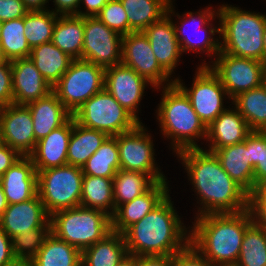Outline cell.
Segmentation results:
<instances>
[{"instance_id": "cell-2", "label": "cell", "mask_w": 266, "mask_h": 266, "mask_svg": "<svg viewBox=\"0 0 266 266\" xmlns=\"http://www.w3.org/2000/svg\"><path fill=\"white\" fill-rule=\"evenodd\" d=\"M173 205L169 194L143 219L122 233L128 254L173 256L190 243V226L183 225Z\"/></svg>"}, {"instance_id": "cell-1", "label": "cell", "mask_w": 266, "mask_h": 266, "mask_svg": "<svg viewBox=\"0 0 266 266\" xmlns=\"http://www.w3.org/2000/svg\"><path fill=\"white\" fill-rule=\"evenodd\" d=\"M200 201L195 216L239 213L248 209L249 194L222 168L214 153L203 148L176 153Z\"/></svg>"}, {"instance_id": "cell-56", "label": "cell", "mask_w": 266, "mask_h": 266, "mask_svg": "<svg viewBox=\"0 0 266 266\" xmlns=\"http://www.w3.org/2000/svg\"><path fill=\"white\" fill-rule=\"evenodd\" d=\"M8 207V202L6 200V196L4 194L2 185L0 184V217Z\"/></svg>"}, {"instance_id": "cell-10", "label": "cell", "mask_w": 266, "mask_h": 266, "mask_svg": "<svg viewBox=\"0 0 266 266\" xmlns=\"http://www.w3.org/2000/svg\"><path fill=\"white\" fill-rule=\"evenodd\" d=\"M173 2L174 1L171 0L167 9V14L169 16L174 15V17H178L177 19L179 21L173 22V25L182 54L189 53V51H193L196 53L199 52L198 54H207L208 57L217 56L220 53V38L218 39V36H216L217 38L215 39L214 35L217 33L220 34V25H218V27L217 25L214 26L212 20H215L216 17H219L218 10H213L211 6H208L207 8H204L203 10L201 9L198 12L190 11L184 13V15L182 16L178 13H176L175 15V7L173 5ZM178 22L180 25L178 24ZM189 22H191L192 26H198L192 27L193 29L195 28L194 30H192L194 31L192 34H188L186 31L188 28L187 23ZM190 35H193V37H191ZM195 35L196 39L198 38L197 40L193 39L195 38Z\"/></svg>"}, {"instance_id": "cell-45", "label": "cell", "mask_w": 266, "mask_h": 266, "mask_svg": "<svg viewBox=\"0 0 266 266\" xmlns=\"http://www.w3.org/2000/svg\"><path fill=\"white\" fill-rule=\"evenodd\" d=\"M29 10L22 0H0V21L5 22L12 19L24 17Z\"/></svg>"}, {"instance_id": "cell-14", "label": "cell", "mask_w": 266, "mask_h": 266, "mask_svg": "<svg viewBox=\"0 0 266 266\" xmlns=\"http://www.w3.org/2000/svg\"><path fill=\"white\" fill-rule=\"evenodd\" d=\"M122 37L96 16L84 17L82 60L104 69L121 64Z\"/></svg>"}, {"instance_id": "cell-20", "label": "cell", "mask_w": 266, "mask_h": 266, "mask_svg": "<svg viewBox=\"0 0 266 266\" xmlns=\"http://www.w3.org/2000/svg\"><path fill=\"white\" fill-rule=\"evenodd\" d=\"M13 104L26 105L52 92V86L42 77L30 58L11 61Z\"/></svg>"}, {"instance_id": "cell-27", "label": "cell", "mask_w": 266, "mask_h": 266, "mask_svg": "<svg viewBox=\"0 0 266 266\" xmlns=\"http://www.w3.org/2000/svg\"><path fill=\"white\" fill-rule=\"evenodd\" d=\"M127 254L123 234L112 231L81 252V266H117Z\"/></svg>"}, {"instance_id": "cell-46", "label": "cell", "mask_w": 266, "mask_h": 266, "mask_svg": "<svg viewBox=\"0 0 266 266\" xmlns=\"http://www.w3.org/2000/svg\"><path fill=\"white\" fill-rule=\"evenodd\" d=\"M22 156L7 144L0 143V177Z\"/></svg>"}, {"instance_id": "cell-30", "label": "cell", "mask_w": 266, "mask_h": 266, "mask_svg": "<svg viewBox=\"0 0 266 266\" xmlns=\"http://www.w3.org/2000/svg\"><path fill=\"white\" fill-rule=\"evenodd\" d=\"M108 135L77 123L73 117L72 133L67 150L68 165L82 167L102 145Z\"/></svg>"}, {"instance_id": "cell-35", "label": "cell", "mask_w": 266, "mask_h": 266, "mask_svg": "<svg viewBox=\"0 0 266 266\" xmlns=\"http://www.w3.org/2000/svg\"><path fill=\"white\" fill-rule=\"evenodd\" d=\"M155 183L146 173L119 169L113 178L114 212L119 205L146 193Z\"/></svg>"}, {"instance_id": "cell-53", "label": "cell", "mask_w": 266, "mask_h": 266, "mask_svg": "<svg viewBox=\"0 0 266 266\" xmlns=\"http://www.w3.org/2000/svg\"><path fill=\"white\" fill-rule=\"evenodd\" d=\"M29 11H43L47 10V3L49 0H22Z\"/></svg>"}, {"instance_id": "cell-26", "label": "cell", "mask_w": 266, "mask_h": 266, "mask_svg": "<svg viewBox=\"0 0 266 266\" xmlns=\"http://www.w3.org/2000/svg\"><path fill=\"white\" fill-rule=\"evenodd\" d=\"M213 153L236 183L248 194L254 191V168L248 161L247 137L244 142L217 149Z\"/></svg>"}, {"instance_id": "cell-6", "label": "cell", "mask_w": 266, "mask_h": 266, "mask_svg": "<svg viewBox=\"0 0 266 266\" xmlns=\"http://www.w3.org/2000/svg\"><path fill=\"white\" fill-rule=\"evenodd\" d=\"M50 225L51 233L81 252L112 232L108 214L81 205L53 213Z\"/></svg>"}, {"instance_id": "cell-4", "label": "cell", "mask_w": 266, "mask_h": 266, "mask_svg": "<svg viewBox=\"0 0 266 266\" xmlns=\"http://www.w3.org/2000/svg\"><path fill=\"white\" fill-rule=\"evenodd\" d=\"M162 89L156 119L161 133L171 140L173 153L202 148L196 141L206 140L207 127L194 111L189 98L175 83Z\"/></svg>"}, {"instance_id": "cell-49", "label": "cell", "mask_w": 266, "mask_h": 266, "mask_svg": "<svg viewBox=\"0 0 266 266\" xmlns=\"http://www.w3.org/2000/svg\"><path fill=\"white\" fill-rule=\"evenodd\" d=\"M248 209L253 222L266 229V202H248Z\"/></svg>"}, {"instance_id": "cell-18", "label": "cell", "mask_w": 266, "mask_h": 266, "mask_svg": "<svg viewBox=\"0 0 266 266\" xmlns=\"http://www.w3.org/2000/svg\"><path fill=\"white\" fill-rule=\"evenodd\" d=\"M0 227L12 238L35 228H51L50 216L37 194L30 200L8 205L0 217Z\"/></svg>"}, {"instance_id": "cell-25", "label": "cell", "mask_w": 266, "mask_h": 266, "mask_svg": "<svg viewBox=\"0 0 266 266\" xmlns=\"http://www.w3.org/2000/svg\"><path fill=\"white\" fill-rule=\"evenodd\" d=\"M26 106L31 112L36 141L46 137L52 130L61 127L72 117L53 91Z\"/></svg>"}, {"instance_id": "cell-17", "label": "cell", "mask_w": 266, "mask_h": 266, "mask_svg": "<svg viewBox=\"0 0 266 266\" xmlns=\"http://www.w3.org/2000/svg\"><path fill=\"white\" fill-rule=\"evenodd\" d=\"M147 85L152 86L135 70L122 63L105 69L104 88L140 123L137 115Z\"/></svg>"}, {"instance_id": "cell-36", "label": "cell", "mask_w": 266, "mask_h": 266, "mask_svg": "<svg viewBox=\"0 0 266 266\" xmlns=\"http://www.w3.org/2000/svg\"><path fill=\"white\" fill-rule=\"evenodd\" d=\"M81 168L84 175L113 179L120 169L116 137L108 136Z\"/></svg>"}, {"instance_id": "cell-34", "label": "cell", "mask_w": 266, "mask_h": 266, "mask_svg": "<svg viewBox=\"0 0 266 266\" xmlns=\"http://www.w3.org/2000/svg\"><path fill=\"white\" fill-rule=\"evenodd\" d=\"M81 206L114 214L113 179L84 175L82 181Z\"/></svg>"}, {"instance_id": "cell-48", "label": "cell", "mask_w": 266, "mask_h": 266, "mask_svg": "<svg viewBox=\"0 0 266 266\" xmlns=\"http://www.w3.org/2000/svg\"><path fill=\"white\" fill-rule=\"evenodd\" d=\"M13 258L11 238L0 227V266H4Z\"/></svg>"}, {"instance_id": "cell-22", "label": "cell", "mask_w": 266, "mask_h": 266, "mask_svg": "<svg viewBox=\"0 0 266 266\" xmlns=\"http://www.w3.org/2000/svg\"><path fill=\"white\" fill-rule=\"evenodd\" d=\"M8 205L21 203L38 194V174L29 156H22L0 177Z\"/></svg>"}, {"instance_id": "cell-58", "label": "cell", "mask_w": 266, "mask_h": 266, "mask_svg": "<svg viewBox=\"0 0 266 266\" xmlns=\"http://www.w3.org/2000/svg\"><path fill=\"white\" fill-rule=\"evenodd\" d=\"M262 85L264 86V88L266 89V70L263 74V82H262Z\"/></svg>"}, {"instance_id": "cell-7", "label": "cell", "mask_w": 266, "mask_h": 266, "mask_svg": "<svg viewBox=\"0 0 266 266\" xmlns=\"http://www.w3.org/2000/svg\"><path fill=\"white\" fill-rule=\"evenodd\" d=\"M38 196L49 216L80 206L83 171L81 167L64 165L38 173Z\"/></svg>"}, {"instance_id": "cell-9", "label": "cell", "mask_w": 266, "mask_h": 266, "mask_svg": "<svg viewBox=\"0 0 266 266\" xmlns=\"http://www.w3.org/2000/svg\"><path fill=\"white\" fill-rule=\"evenodd\" d=\"M104 80V68L86 60L73 59L52 91L73 115L88 99L104 89Z\"/></svg>"}, {"instance_id": "cell-12", "label": "cell", "mask_w": 266, "mask_h": 266, "mask_svg": "<svg viewBox=\"0 0 266 266\" xmlns=\"http://www.w3.org/2000/svg\"><path fill=\"white\" fill-rule=\"evenodd\" d=\"M172 78L175 80L174 83L189 98L191 106L206 127L227 109L223 101L225 98L229 101L231 99L219 78L208 66L197 67L190 88H187L178 77L172 76Z\"/></svg>"}, {"instance_id": "cell-28", "label": "cell", "mask_w": 266, "mask_h": 266, "mask_svg": "<svg viewBox=\"0 0 266 266\" xmlns=\"http://www.w3.org/2000/svg\"><path fill=\"white\" fill-rule=\"evenodd\" d=\"M29 58L42 77L53 87L68 70L72 58L52 42L31 49Z\"/></svg>"}, {"instance_id": "cell-41", "label": "cell", "mask_w": 266, "mask_h": 266, "mask_svg": "<svg viewBox=\"0 0 266 266\" xmlns=\"http://www.w3.org/2000/svg\"><path fill=\"white\" fill-rule=\"evenodd\" d=\"M50 232L51 228H35L12 237L11 244L14 257L33 259Z\"/></svg>"}, {"instance_id": "cell-47", "label": "cell", "mask_w": 266, "mask_h": 266, "mask_svg": "<svg viewBox=\"0 0 266 266\" xmlns=\"http://www.w3.org/2000/svg\"><path fill=\"white\" fill-rule=\"evenodd\" d=\"M51 1V0H50ZM55 8L52 9L57 15H77L80 6V0H53Z\"/></svg>"}, {"instance_id": "cell-8", "label": "cell", "mask_w": 266, "mask_h": 266, "mask_svg": "<svg viewBox=\"0 0 266 266\" xmlns=\"http://www.w3.org/2000/svg\"><path fill=\"white\" fill-rule=\"evenodd\" d=\"M81 126L116 136L140 122L104 88L88 99L73 115Z\"/></svg>"}, {"instance_id": "cell-3", "label": "cell", "mask_w": 266, "mask_h": 266, "mask_svg": "<svg viewBox=\"0 0 266 266\" xmlns=\"http://www.w3.org/2000/svg\"><path fill=\"white\" fill-rule=\"evenodd\" d=\"M194 221L190 243L213 266H235L245 231L253 223L249 209L196 216Z\"/></svg>"}, {"instance_id": "cell-50", "label": "cell", "mask_w": 266, "mask_h": 266, "mask_svg": "<svg viewBox=\"0 0 266 266\" xmlns=\"http://www.w3.org/2000/svg\"><path fill=\"white\" fill-rule=\"evenodd\" d=\"M109 0H80V4L85 5L86 11L78 10V16L81 17H94L106 5Z\"/></svg>"}, {"instance_id": "cell-59", "label": "cell", "mask_w": 266, "mask_h": 266, "mask_svg": "<svg viewBox=\"0 0 266 266\" xmlns=\"http://www.w3.org/2000/svg\"><path fill=\"white\" fill-rule=\"evenodd\" d=\"M6 59L4 58L2 51H1V47H0V63L4 62Z\"/></svg>"}, {"instance_id": "cell-44", "label": "cell", "mask_w": 266, "mask_h": 266, "mask_svg": "<svg viewBox=\"0 0 266 266\" xmlns=\"http://www.w3.org/2000/svg\"><path fill=\"white\" fill-rule=\"evenodd\" d=\"M0 104L2 106L13 104V82L9 60L0 63Z\"/></svg>"}, {"instance_id": "cell-23", "label": "cell", "mask_w": 266, "mask_h": 266, "mask_svg": "<svg viewBox=\"0 0 266 266\" xmlns=\"http://www.w3.org/2000/svg\"><path fill=\"white\" fill-rule=\"evenodd\" d=\"M73 116L61 127L52 130L36 142L29 155L37 173L41 170L67 165V150L72 133Z\"/></svg>"}, {"instance_id": "cell-19", "label": "cell", "mask_w": 266, "mask_h": 266, "mask_svg": "<svg viewBox=\"0 0 266 266\" xmlns=\"http://www.w3.org/2000/svg\"><path fill=\"white\" fill-rule=\"evenodd\" d=\"M160 67L171 77L180 62L182 52L178 43L173 18L165 14L144 31Z\"/></svg>"}, {"instance_id": "cell-43", "label": "cell", "mask_w": 266, "mask_h": 266, "mask_svg": "<svg viewBox=\"0 0 266 266\" xmlns=\"http://www.w3.org/2000/svg\"><path fill=\"white\" fill-rule=\"evenodd\" d=\"M172 266H213L191 243L172 256Z\"/></svg>"}, {"instance_id": "cell-15", "label": "cell", "mask_w": 266, "mask_h": 266, "mask_svg": "<svg viewBox=\"0 0 266 266\" xmlns=\"http://www.w3.org/2000/svg\"><path fill=\"white\" fill-rule=\"evenodd\" d=\"M152 84L161 89L174 84V79L160 67L143 31L130 32L122 37V62ZM170 79V80H169ZM166 83V85H165Z\"/></svg>"}, {"instance_id": "cell-52", "label": "cell", "mask_w": 266, "mask_h": 266, "mask_svg": "<svg viewBox=\"0 0 266 266\" xmlns=\"http://www.w3.org/2000/svg\"><path fill=\"white\" fill-rule=\"evenodd\" d=\"M248 202H266V181L259 183L249 194Z\"/></svg>"}, {"instance_id": "cell-21", "label": "cell", "mask_w": 266, "mask_h": 266, "mask_svg": "<svg viewBox=\"0 0 266 266\" xmlns=\"http://www.w3.org/2000/svg\"><path fill=\"white\" fill-rule=\"evenodd\" d=\"M168 185L167 180L156 182L143 195L119 205L111 217L112 231L123 233L128 227L143 219L169 195Z\"/></svg>"}, {"instance_id": "cell-29", "label": "cell", "mask_w": 266, "mask_h": 266, "mask_svg": "<svg viewBox=\"0 0 266 266\" xmlns=\"http://www.w3.org/2000/svg\"><path fill=\"white\" fill-rule=\"evenodd\" d=\"M84 17L58 15L52 35V43L72 59H82L84 43Z\"/></svg>"}, {"instance_id": "cell-16", "label": "cell", "mask_w": 266, "mask_h": 266, "mask_svg": "<svg viewBox=\"0 0 266 266\" xmlns=\"http://www.w3.org/2000/svg\"><path fill=\"white\" fill-rule=\"evenodd\" d=\"M0 140L21 156H29L36 140L31 112L26 105L9 104L0 113Z\"/></svg>"}, {"instance_id": "cell-33", "label": "cell", "mask_w": 266, "mask_h": 266, "mask_svg": "<svg viewBox=\"0 0 266 266\" xmlns=\"http://www.w3.org/2000/svg\"><path fill=\"white\" fill-rule=\"evenodd\" d=\"M33 262L35 266H81V251L50 232Z\"/></svg>"}, {"instance_id": "cell-54", "label": "cell", "mask_w": 266, "mask_h": 266, "mask_svg": "<svg viewBox=\"0 0 266 266\" xmlns=\"http://www.w3.org/2000/svg\"><path fill=\"white\" fill-rule=\"evenodd\" d=\"M4 266H35L33 259L14 257Z\"/></svg>"}, {"instance_id": "cell-39", "label": "cell", "mask_w": 266, "mask_h": 266, "mask_svg": "<svg viewBox=\"0 0 266 266\" xmlns=\"http://www.w3.org/2000/svg\"><path fill=\"white\" fill-rule=\"evenodd\" d=\"M57 17L58 15L49 9L29 11L24 16V35L31 49L52 41Z\"/></svg>"}, {"instance_id": "cell-51", "label": "cell", "mask_w": 266, "mask_h": 266, "mask_svg": "<svg viewBox=\"0 0 266 266\" xmlns=\"http://www.w3.org/2000/svg\"><path fill=\"white\" fill-rule=\"evenodd\" d=\"M138 266H172V256H138Z\"/></svg>"}, {"instance_id": "cell-31", "label": "cell", "mask_w": 266, "mask_h": 266, "mask_svg": "<svg viewBox=\"0 0 266 266\" xmlns=\"http://www.w3.org/2000/svg\"><path fill=\"white\" fill-rule=\"evenodd\" d=\"M231 101L251 131L266 132V89L263 85L244 91Z\"/></svg>"}, {"instance_id": "cell-24", "label": "cell", "mask_w": 266, "mask_h": 266, "mask_svg": "<svg viewBox=\"0 0 266 266\" xmlns=\"http://www.w3.org/2000/svg\"><path fill=\"white\" fill-rule=\"evenodd\" d=\"M251 132L239 111L235 107L227 108L207 126L206 144H210L207 145L209 149L204 150L213 153L217 149L244 142Z\"/></svg>"}, {"instance_id": "cell-5", "label": "cell", "mask_w": 266, "mask_h": 266, "mask_svg": "<svg viewBox=\"0 0 266 266\" xmlns=\"http://www.w3.org/2000/svg\"><path fill=\"white\" fill-rule=\"evenodd\" d=\"M220 25V51L264 62L263 33L266 15L228 4L217 7Z\"/></svg>"}, {"instance_id": "cell-42", "label": "cell", "mask_w": 266, "mask_h": 266, "mask_svg": "<svg viewBox=\"0 0 266 266\" xmlns=\"http://www.w3.org/2000/svg\"><path fill=\"white\" fill-rule=\"evenodd\" d=\"M96 17L122 36L129 33L128 17L120 0H109Z\"/></svg>"}, {"instance_id": "cell-55", "label": "cell", "mask_w": 266, "mask_h": 266, "mask_svg": "<svg viewBox=\"0 0 266 266\" xmlns=\"http://www.w3.org/2000/svg\"><path fill=\"white\" fill-rule=\"evenodd\" d=\"M117 266H138V256L127 254Z\"/></svg>"}, {"instance_id": "cell-57", "label": "cell", "mask_w": 266, "mask_h": 266, "mask_svg": "<svg viewBox=\"0 0 266 266\" xmlns=\"http://www.w3.org/2000/svg\"><path fill=\"white\" fill-rule=\"evenodd\" d=\"M263 43H264V63H266V26L263 33Z\"/></svg>"}, {"instance_id": "cell-60", "label": "cell", "mask_w": 266, "mask_h": 266, "mask_svg": "<svg viewBox=\"0 0 266 266\" xmlns=\"http://www.w3.org/2000/svg\"><path fill=\"white\" fill-rule=\"evenodd\" d=\"M1 29H2V22L0 21V33H1Z\"/></svg>"}, {"instance_id": "cell-32", "label": "cell", "mask_w": 266, "mask_h": 266, "mask_svg": "<svg viewBox=\"0 0 266 266\" xmlns=\"http://www.w3.org/2000/svg\"><path fill=\"white\" fill-rule=\"evenodd\" d=\"M129 22V33L144 31L167 14L171 0H120Z\"/></svg>"}, {"instance_id": "cell-40", "label": "cell", "mask_w": 266, "mask_h": 266, "mask_svg": "<svg viewBox=\"0 0 266 266\" xmlns=\"http://www.w3.org/2000/svg\"><path fill=\"white\" fill-rule=\"evenodd\" d=\"M249 164L254 168L255 187L266 181V132L252 131L247 136Z\"/></svg>"}, {"instance_id": "cell-11", "label": "cell", "mask_w": 266, "mask_h": 266, "mask_svg": "<svg viewBox=\"0 0 266 266\" xmlns=\"http://www.w3.org/2000/svg\"><path fill=\"white\" fill-rule=\"evenodd\" d=\"M211 64L205 60L199 66H208L219 78L232 100L238 94L259 87L263 82L266 63L251 59L237 57L231 54L220 53L214 57Z\"/></svg>"}, {"instance_id": "cell-37", "label": "cell", "mask_w": 266, "mask_h": 266, "mask_svg": "<svg viewBox=\"0 0 266 266\" xmlns=\"http://www.w3.org/2000/svg\"><path fill=\"white\" fill-rule=\"evenodd\" d=\"M24 30V17L2 22L0 47L6 60L29 58L31 48Z\"/></svg>"}, {"instance_id": "cell-13", "label": "cell", "mask_w": 266, "mask_h": 266, "mask_svg": "<svg viewBox=\"0 0 266 266\" xmlns=\"http://www.w3.org/2000/svg\"><path fill=\"white\" fill-rule=\"evenodd\" d=\"M141 122L134 129L116 135L120 169L148 174L155 182L167 180L155 156L150 133Z\"/></svg>"}, {"instance_id": "cell-38", "label": "cell", "mask_w": 266, "mask_h": 266, "mask_svg": "<svg viewBox=\"0 0 266 266\" xmlns=\"http://www.w3.org/2000/svg\"><path fill=\"white\" fill-rule=\"evenodd\" d=\"M235 266H266V229L254 222L246 229Z\"/></svg>"}]
</instances>
